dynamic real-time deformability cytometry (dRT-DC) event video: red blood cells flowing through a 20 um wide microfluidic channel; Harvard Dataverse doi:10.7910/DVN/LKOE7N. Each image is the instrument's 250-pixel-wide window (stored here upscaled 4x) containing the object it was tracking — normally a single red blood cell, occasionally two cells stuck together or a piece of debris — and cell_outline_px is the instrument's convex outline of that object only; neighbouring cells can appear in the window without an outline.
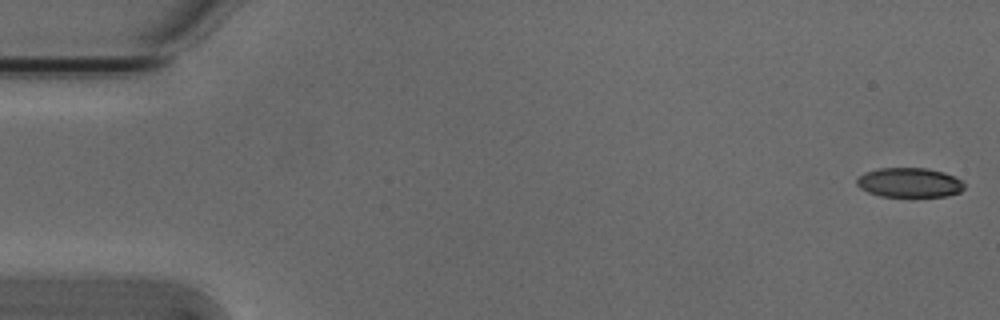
{"species": "Egyptian fruit bat (a non-hibernating species)", "species_latin": "Rousettus aegyptiacus", "temperature_condition": "cold", "stored_images_in_passage": 6, "camera_frame_rate_fps": 3000, "um_per_image_px": 0.085, "animal": {"sex": "male"}, "frame": {"image": 1, "passage_image": 1, "time_ms": 0.0, "image_size_px": [1000, 320], "cell_outline_px": [[964, 188], [960, 192], [948, 196], [908, 200], [880, 196], [868, 192], [860, 188], [856, 184], [856, 180], [864, 172], [880, 168], [928, 168], [944, 172], [960, 180], [964, 184]], "centroid_in_image_um": [77.3, 15.58], "position_along_channel_um": 7.7, "area_um2": 19.42}}
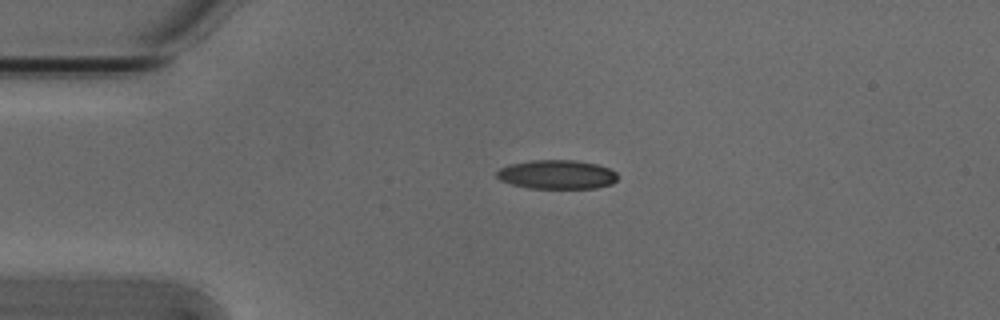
{"frame": {"image": 2, "passage_image": 4, "time_ms": 1.0, "image_size_px": [1000, 320], "cell_outline_px": [[620, 176], [612, 184], [596, 188], [528, 188], [512, 184], [500, 180], [496, 176], [496, 172], [500, 168], [508, 164], [532, 160], [576, 160], [596, 164], [608, 168], [616, 172]], "centroid_in_image_um": [47.34, 14.83], "position_along_channel_um": 37.7, "area_um2": 20.58}}
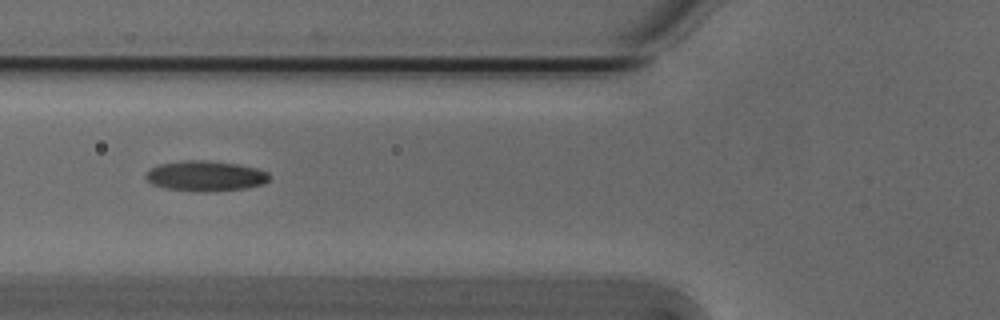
{"frame": {"image": 3, "passage_image": 6, "time_ms": 1.667, "image_size_px": [1000, 320], "cell_outline_px": [[272, 176], [264, 184], [244, 188], [204, 192], [200, 192], [164, 188], [152, 184], [144, 176], [152, 168], [160, 164], [184, 160], [208, 160], [240, 164], [256, 168], [268, 172]], "centroid_in_image_um": [17.5, 14.95], "position_along_channel_um": 108.3, "area_um2": 21.91}}